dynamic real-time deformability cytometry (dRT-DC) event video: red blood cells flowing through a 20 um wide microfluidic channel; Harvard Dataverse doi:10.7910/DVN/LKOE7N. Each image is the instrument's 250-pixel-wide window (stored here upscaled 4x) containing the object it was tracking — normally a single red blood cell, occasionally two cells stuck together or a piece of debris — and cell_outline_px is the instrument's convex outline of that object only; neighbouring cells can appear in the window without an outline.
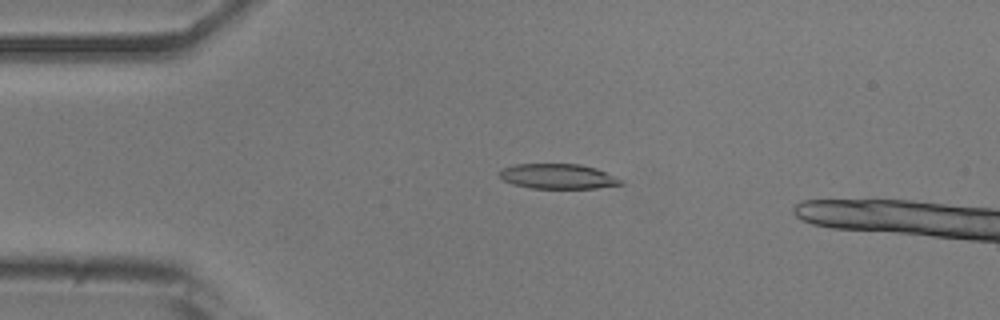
{"species": "common noctule bat (a hibernating species)", "species_latin": "Nyctalus noctula", "temperature_condition": "room temperature", "stored_images_in_passage": 16, "camera_frame_rate_fps": 3000, "um_per_image_px": 0.085, "animal": {"sex": "male", "body_mass_g": 20.5, "forearm_length_mm": 52.5}, "frame": {"image": 1, "passage_image": 12, "time_ms": 3.667, "image_size_px": [1000, 320], "cell_outline_px": [[624, 184], [596, 188], [532, 188], [512, 184], [504, 180], [500, 176], [500, 172], [504, 168], [516, 164], [580, 164], [596, 168], [620, 180]], "centroid_in_image_um": [47.4, 14.99], "position_along_channel_um": 37.6, "area_um2": 17.34}}